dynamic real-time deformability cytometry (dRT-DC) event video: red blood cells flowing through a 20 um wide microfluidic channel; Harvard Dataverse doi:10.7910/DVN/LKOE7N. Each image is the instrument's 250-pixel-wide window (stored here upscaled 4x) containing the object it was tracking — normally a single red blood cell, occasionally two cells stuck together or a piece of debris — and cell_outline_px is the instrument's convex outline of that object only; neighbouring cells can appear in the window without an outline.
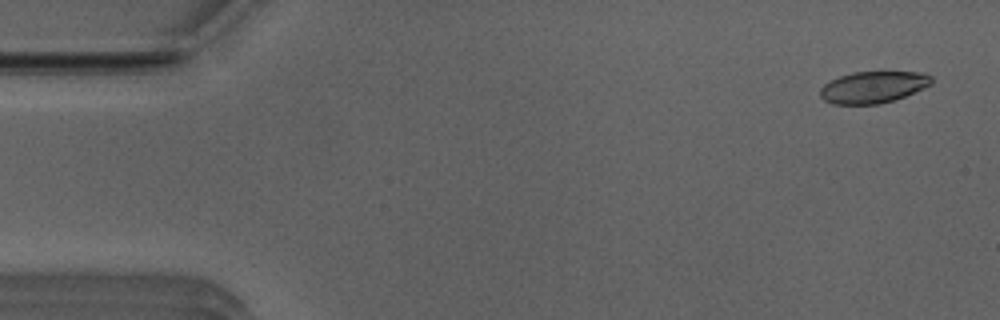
{"species": "Egyptian fruit bat (a non-hibernating species)", "species_latin": "Rousettus aegyptiacus", "temperature_condition": "room temperature", "stored_images_in_passage": 12, "camera_frame_rate_fps": 3000, "um_per_image_px": 0.085, "animal": {"sex": "male"}, "frame": {"image": 1, "passage_image": 3, "time_ms": 0.667, "image_size_px": [1000, 320], "cell_outline_px": [[932, 84], [924, 88], [904, 96], [880, 104], [832, 104], [824, 100], [820, 96], [820, 88], [824, 84], [840, 76], [852, 72], [924, 72], [932, 76]], "centroid_in_image_um": [74.22, 7.4], "position_along_channel_um": 10.8, "area_um2": 20.52}}